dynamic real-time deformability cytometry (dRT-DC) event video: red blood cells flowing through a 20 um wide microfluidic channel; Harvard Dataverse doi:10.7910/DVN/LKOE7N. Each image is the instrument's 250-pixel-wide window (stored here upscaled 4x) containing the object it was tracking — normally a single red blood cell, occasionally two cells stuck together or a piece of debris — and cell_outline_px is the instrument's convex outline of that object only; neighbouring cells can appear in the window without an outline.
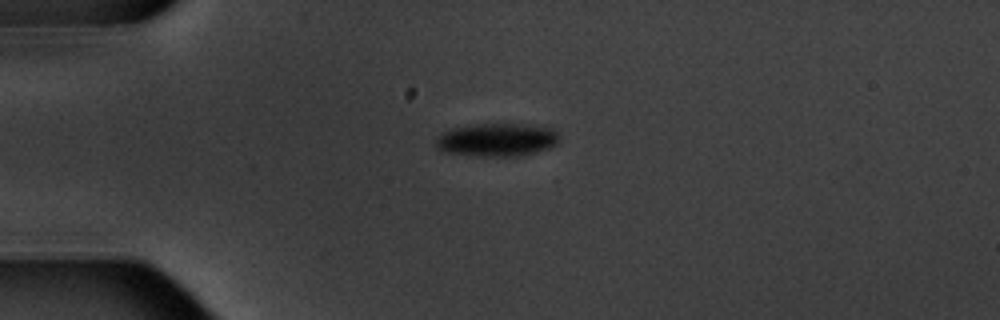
{"species": "common noctule bat (a hibernating species)", "species_latin": "Nyctalus noctula", "temperature_condition": "warm", "stored_images_in_passage": 12, "camera_frame_rate_fps": 3000, "um_per_image_px": 0.085, "animal": {"sex": "male", "body_mass_g": 20.1, "forearm_length_mm": 53.5}, "frame": {"image": 1, "passage_image": 3, "time_ms": 3.0, "image_size_px": [1000, 320], "cell_outline_px": [[560, 140], [556, 144], [548, 148], [536, 152], [516, 156], [476, 156], [444, 152], [436, 144], [436, 136], [452, 128], [472, 124], [548, 124], [556, 128], [560, 132]], "centroid_in_image_um": [42.35, 11.85], "position_along_channel_um": 42.7, "area_um2": 24.45}}
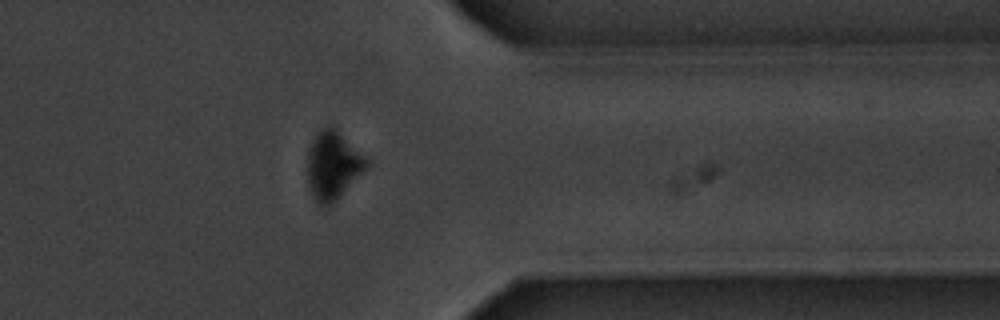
{"frame": {"image": 2, "passage_image": 12, "time_ms": 13.667, "image_size_px": [1000, 320], "cell_outline_px": [[368, 168], [328, 208], [324, 208], [316, 204], [308, 188], [308, 152], [312, 140], [328, 124], [332, 124], [368, 160]], "centroid_in_image_um": [28.29, 14.11], "position_along_channel_um": 383.1, "area_um2": 23.58}, "authors_computed_cell_mechanics": {"area_um2": 25.5765, "velocity_mm_per_s": 3.5188, "shape_relaxation_time_tau1_ms": 1.6877, "shape_relaxation_time_tau2_ms": null, "deformation_change_tau1": 0.0784, "deformation_change_tau2": null}}